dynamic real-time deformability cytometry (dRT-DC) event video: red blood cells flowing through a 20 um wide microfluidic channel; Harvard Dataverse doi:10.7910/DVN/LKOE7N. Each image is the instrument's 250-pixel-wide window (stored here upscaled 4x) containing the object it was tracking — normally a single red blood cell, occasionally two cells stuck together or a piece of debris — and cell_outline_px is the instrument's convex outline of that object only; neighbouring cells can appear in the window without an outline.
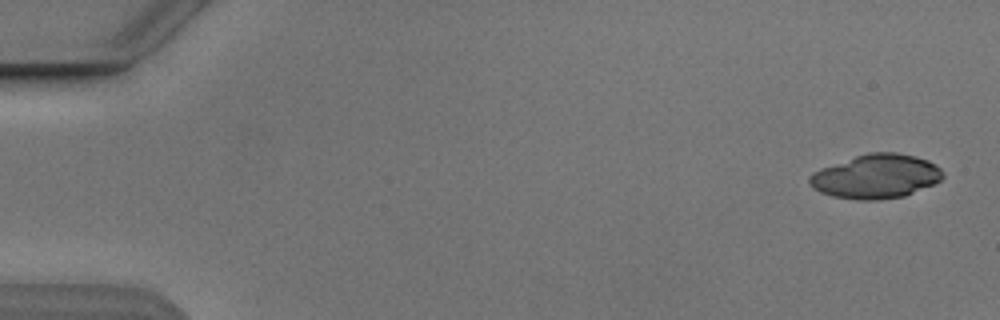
{"species": "Egyptian fruit bat (a non-hibernating species)", "species_latin": "Rousettus aegyptiacus", "temperature_condition": "cold", "stored_images_in_passage": 3, "camera_frame_rate_fps": 3000, "um_per_image_px": 0.085, "animal": {"sex": "male"}, "frame": {"image": 1, "passage_image": 1, "time_ms": 0.0, "image_size_px": [1000, 320], "cell_outline_px": [[944, 176], [940, 180], [932, 184], [904, 196], [880, 200], [856, 200], [832, 196], [820, 192], [808, 180], [812, 172], [820, 168], [868, 152], [896, 152], [916, 156], [928, 160], [936, 164], [944, 172]], "centroid_in_image_um": [74.48, 14.99], "position_along_channel_um": 10.5, "area_um2": 34.22}}